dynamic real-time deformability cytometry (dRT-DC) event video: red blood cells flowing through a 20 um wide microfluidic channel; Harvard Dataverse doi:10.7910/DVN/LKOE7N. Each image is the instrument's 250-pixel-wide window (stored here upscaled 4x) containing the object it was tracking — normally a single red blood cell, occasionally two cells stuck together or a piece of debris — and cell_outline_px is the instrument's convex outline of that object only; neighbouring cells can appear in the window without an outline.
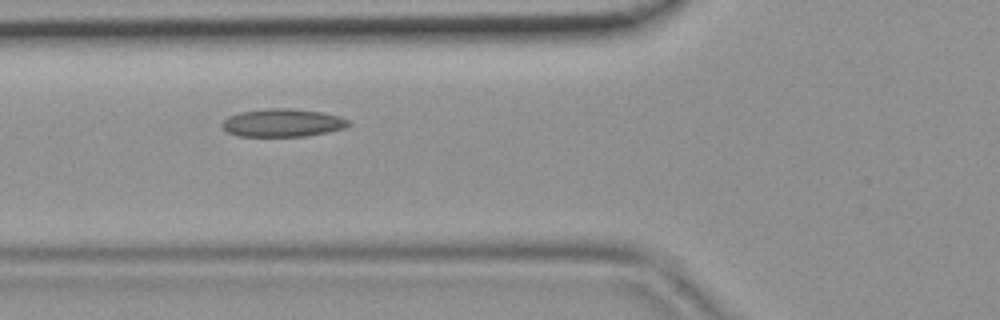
{"species": "common noctule bat (a hibernating species)", "species_latin": "Nyctalus noctula", "temperature_condition": "room temperature", "stored_images_in_passage": 34, "camera_frame_rate_fps": 3000, "um_per_image_px": 0.085, "animal": {"sex": "female", "body_mass_g": 19.9}, "frame": {"image": 1, "passage_image": 4, "time_ms": 1.0, "image_size_px": [1000, 320], "cell_outline_px": [[352, 124], [344, 128], [328, 132], [304, 136], [240, 136], [228, 132], [220, 124], [228, 116], [240, 112], [268, 108], [292, 108], [324, 112], [340, 116], [348, 120]], "centroid_in_image_um": [24.05, 10.43], "position_along_channel_um": 101.8, "area_um2": 20.69}}
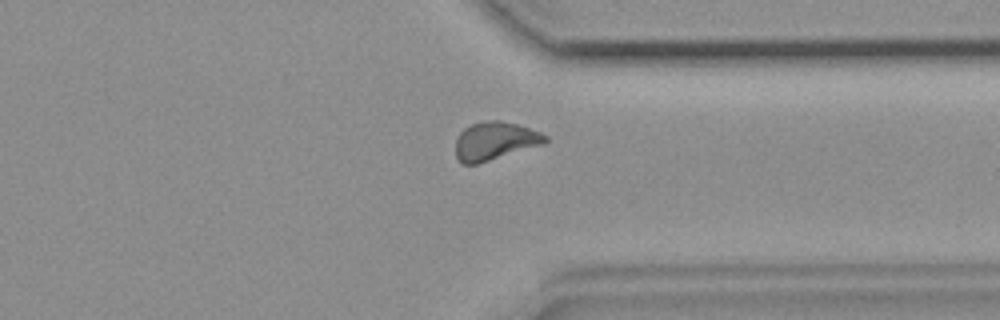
{"frame": {"image": 2, "passage_image": 23, "time_ms": 7.333, "image_size_px": [1000, 320], "cell_outline_px": [[548, 140], [544, 144], [476, 164], [464, 164], [456, 156], [456, 140], [460, 132], [464, 128], [472, 124], [484, 120], [500, 120], [516, 124], [540, 132], [548, 136]], "centroid_in_image_um": [42.07, 11.97], "position_along_channel_um": 369.3, "area_um2": 19.77}}
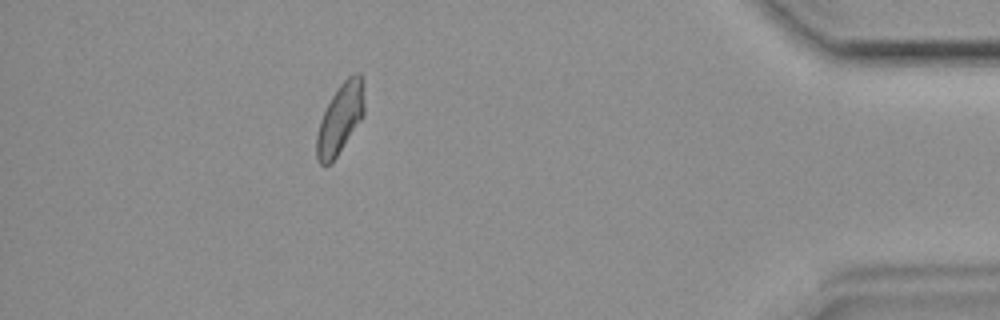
{"frame": {"image": 3, "passage_image": 29, "time_ms": 9.333, "image_size_px": [1000, 320], "cell_outline_px": [[364, 116], [332, 164], [324, 168], [316, 160], [316, 136], [320, 120], [332, 96], [340, 84], [348, 76], [356, 72], [360, 72], [364, 100]], "centroid_in_image_um": [28.9, 10.16], "position_along_channel_um": 406.3, "area_um2": 19.71}}